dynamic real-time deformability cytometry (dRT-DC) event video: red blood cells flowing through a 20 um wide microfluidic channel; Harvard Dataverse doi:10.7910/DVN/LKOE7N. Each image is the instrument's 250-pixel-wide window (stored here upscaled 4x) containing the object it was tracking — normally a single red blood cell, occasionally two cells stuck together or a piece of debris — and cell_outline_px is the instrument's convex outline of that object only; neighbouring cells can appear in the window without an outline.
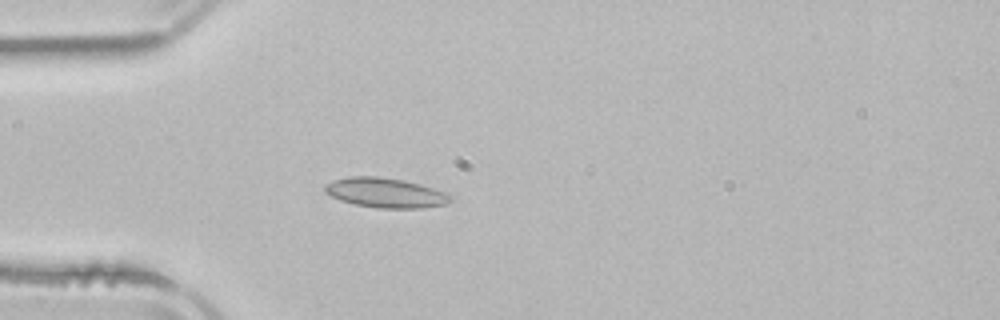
{"species": "common noctule bat (a hibernating species)", "species_latin": "Nyctalus noctula", "temperature_condition": "room temperature", "stored_images_in_passage": 2, "camera_frame_rate_fps": 3000, "um_per_image_px": 0.085, "animal": {"sex": "male", "body_mass_g": 21.5, "forearm_length_mm": 52.0}, "frame": {"image": 1, "passage_image": 2, "time_ms": 2.667, "image_size_px": [1000, 320], "cell_outline_px": [[452, 200], [444, 204], [424, 208], [376, 208], [356, 204], [340, 200], [324, 192], [324, 184], [332, 180], [348, 176], [380, 176], [404, 180], [420, 184], [444, 192], [452, 196]], "centroid_in_image_um": [32.73, 16.37], "position_along_channel_um": 52.3, "area_um2": 21.85}}